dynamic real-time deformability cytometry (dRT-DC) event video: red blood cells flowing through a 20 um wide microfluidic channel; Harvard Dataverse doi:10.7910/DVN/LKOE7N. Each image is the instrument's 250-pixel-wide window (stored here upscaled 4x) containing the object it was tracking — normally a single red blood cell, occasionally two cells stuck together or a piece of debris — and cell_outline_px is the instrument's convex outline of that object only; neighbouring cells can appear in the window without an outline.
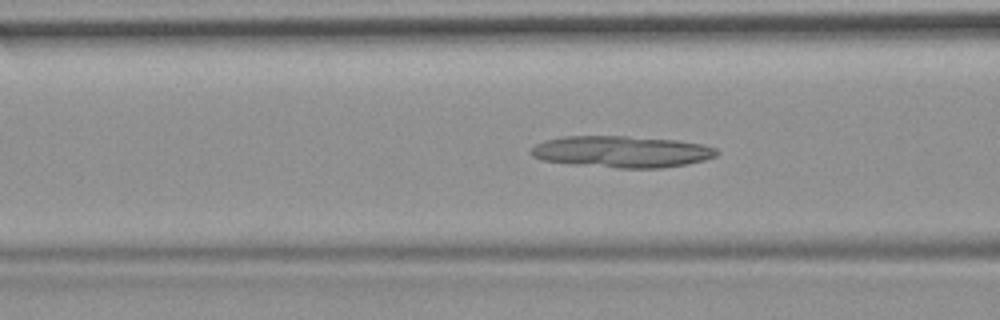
{"species": "common noctule bat (a hibernating species)", "species_latin": "Nyctalus noctula", "temperature_condition": "room temperature", "stored_images_in_passage": 54, "camera_frame_rate_fps": 3000, "um_per_image_px": 0.085, "animal": {"sex": "female", "body_mass_g": 19.9}, "frame": {"image": 1, "passage_image": 21, "time_ms": 6.667, "image_size_px": [1000, 320], "cell_outline_px": [[720, 152], [716, 156], [704, 160], [688, 164], [664, 168], [616, 168], [572, 164], [540, 160], [532, 156], [528, 152], [536, 144], [544, 140], [564, 136], [628, 136], [676, 140], [700, 144], [716, 148]], "centroid_in_image_um": [52.82, 12.9], "position_along_channel_um": 113.8, "area_um2": 34.45}}
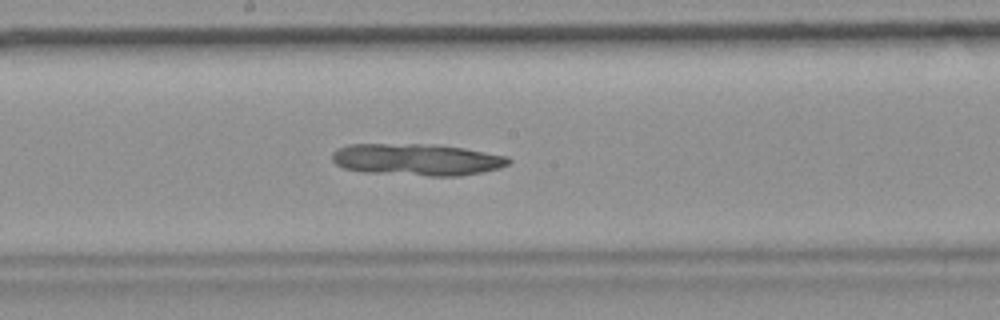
{"frame": {"image": 2, "passage_image": 29, "time_ms": 9.333, "image_size_px": [1000, 320], "cell_outline_px": [[512, 160], [508, 164], [500, 168], [484, 172], [460, 176], [428, 176], [364, 172], [344, 168], [336, 164], [332, 160], [332, 152], [348, 144], [436, 144], [464, 148], [508, 156]], "centroid_in_image_um": [35.47, 13.57], "position_along_channel_um": 212.7, "area_um2": 33.0}}
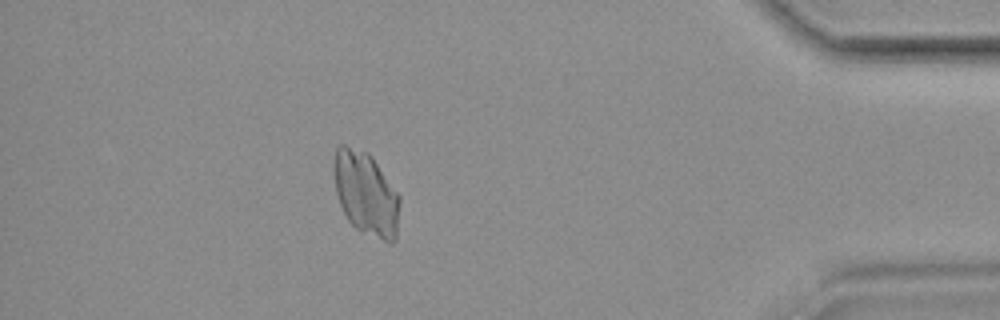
{"frame": {"image": 3, "passage_image": 48, "time_ms": 15.667, "image_size_px": [1000, 320], "cell_outline_px": [[400, 200], [396, 240], [392, 244], [388, 244], [360, 232], [348, 220], [340, 204], [336, 192], [336, 148], [340, 144], [344, 144], [368, 152], [372, 156], [400, 196]], "centroid_in_image_um": [31.16, 16.52], "position_along_channel_um": 404.0, "area_um2": 32.02}}